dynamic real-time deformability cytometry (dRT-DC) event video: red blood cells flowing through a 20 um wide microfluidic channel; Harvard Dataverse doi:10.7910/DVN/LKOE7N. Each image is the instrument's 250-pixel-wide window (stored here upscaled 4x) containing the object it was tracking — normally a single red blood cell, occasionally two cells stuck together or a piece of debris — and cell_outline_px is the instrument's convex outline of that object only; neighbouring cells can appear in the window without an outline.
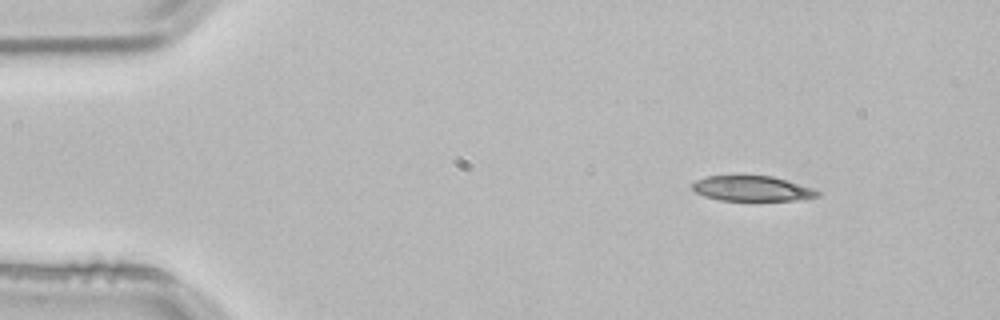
{"species": "common noctule bat (a hibernating species)", "species_latin": "Nyctalus noctula", "temperature_condition": "room temperature", "stored_images_in_passage": 3, "camera_frame_rate_fps": 3000, "um_per_image_px": 0.085, "animal": {"sex": "male", "body_mass_g": 21.5, "forearm_length_mm": 52.0}, "frame": {"image": 1, "passage_image": 1, "time_ms": 0.0, "image_size_px": [1000, 320], "cell_outline_px": [[820, 196], [796, 200], [720, 200], [704, 196], [696, 192], [692, 188], [692, 184], [696, 180], [708, 176], [772, 176], [816, 188], [820, 192]], "centroid_in_image_um": [63.97, 16.02], "position_along_channel_um": 21.0, "area_um2": 18.32}}
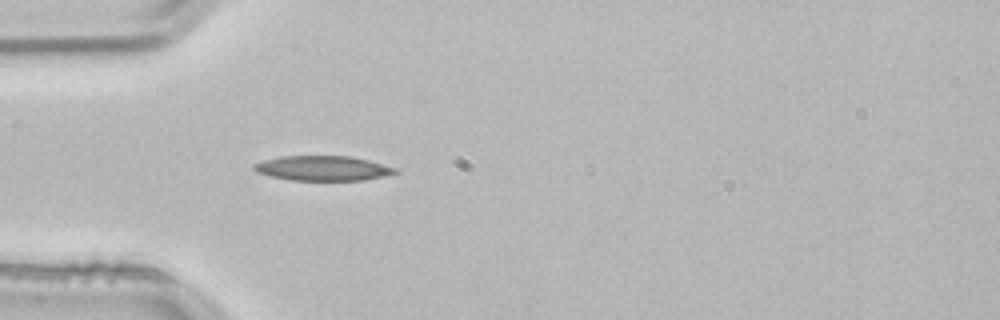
{"frame": {"image": 2, "passage_image": 3, "time_ms": 0.667, "image_size_px": [1000, 320], "cell_outline_px": [[400, 172], [384, 176], [364, 180], [292, 180], [272, 176], [256, 172], [252, 168], [252, 164], [264, 160], [280, 156], [348, 156], [368, 160], [396, 168]], "centroid_in_image_um": [27.43, 14.3], "position_along_channel_um": 57.6, "area_um2": 20.35}}